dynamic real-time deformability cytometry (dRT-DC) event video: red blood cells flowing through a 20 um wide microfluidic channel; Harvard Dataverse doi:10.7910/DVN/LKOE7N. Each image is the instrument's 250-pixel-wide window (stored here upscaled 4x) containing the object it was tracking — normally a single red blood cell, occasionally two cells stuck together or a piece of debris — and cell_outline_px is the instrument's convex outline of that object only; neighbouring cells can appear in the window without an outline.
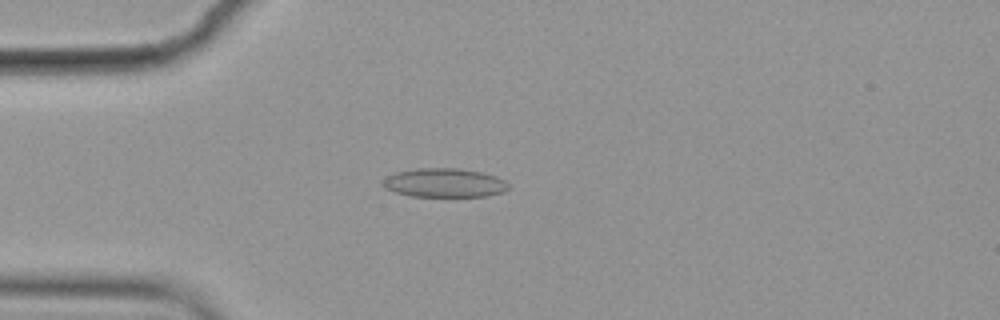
{"species": "common noctule bat (a hibernating species)", "species_latin": "Nyctalus noctula", "temperature_condition": "cold", "stored_images_in_passage": 56, "camera_frame_rate_fps": 3000, "um_per_image_px": 0.085, "animal": {"sex": "female", "body_mass_g": 19.9}, "frame": {"image": 1, "passage_image": 15, "time_ms": 4.667, "image_size_px": [1000, 320], "cell_outline_px": [[508, 188], [504, 192], [488, 196], [412, 196], [396, 192], [384, 188], [380, 184], [388, 176], [396, 172], [416, 168], [456, 168], [480, 172], [496, 176], [504, 180], [508, 184]], "centroid_in_image_um": [37.77, 15.54], "position_along_channel_um": 47.2, "area_um2": 21.1}}
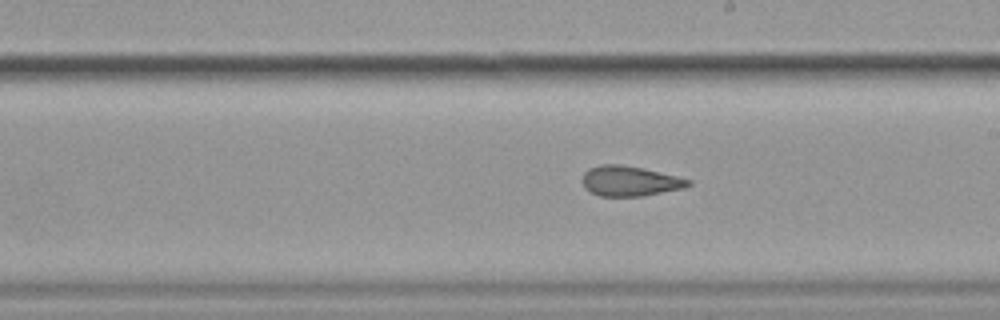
{"frame": {"image": 2, "passage_image": 32, "time_ms": 10.333, "image_size_px": [1000, 320], "cell_outline_px": [[692, 184], [684, 188], [644, 196], [600, 196], [584, 188], [580, 180], [584, 172], [588, 168], [600, 164], [620, 164], [644, 168], [692, 180]], "centroid_in_image_um": [53.51, 15.38], "position_along_channel_um": 235.5, "area_um2": 18.84}}
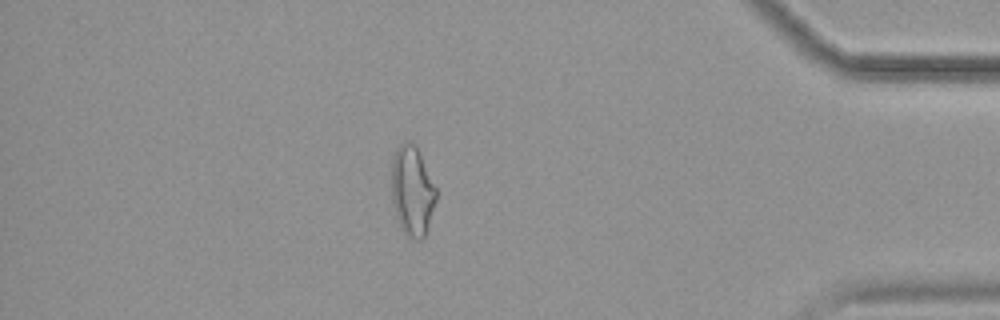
{"frame": {"image": 3, "passage_image": 49, "time_ms": 16.0, "image_size_px": [1000, 320], "cell_outline_px": [[436, 200], [428, 228], [424, 240], [416, 240], [408, 236], [400, 228], [396, 220], [392, 204], [392, 156], [396, 148], [404, 140], [408, 140], [420, 152], [436, 188]], "centroid_in_image_um": [35.03, 16.25], "position_along_channel_um": 400.2, "area_um2": 23.7}, "authors_computed_cell_mechanics": {"area_um2": 20.5479, "velocity_mm_per_s": 3.5738, "shape_relaxation_time_tau1_ms": null, "shape_relaxation_time_tau2_ms": 2.6569, "deformation_change_tau1": null, "deformation_change_tau2": 0.0864}}